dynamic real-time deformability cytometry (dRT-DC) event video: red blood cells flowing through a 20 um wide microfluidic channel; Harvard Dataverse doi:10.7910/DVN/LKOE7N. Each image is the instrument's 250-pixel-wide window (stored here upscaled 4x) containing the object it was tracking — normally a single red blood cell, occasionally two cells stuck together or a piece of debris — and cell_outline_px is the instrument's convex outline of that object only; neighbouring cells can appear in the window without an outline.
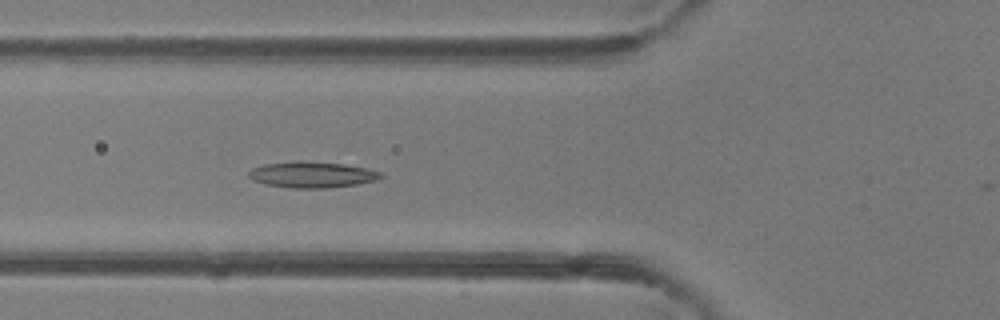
{"species": "common noctule bat (a hibernating species)", "species_latin": "Nyctalus noctula", "temperature_condition": "room temperature", "stored_images_in_passage": 35, "camera_frame_rate_fps": 3000, "um_per_image_px": 0.085, "animal": {"sex": "female"}, "frame": {"image": 1, "passage_image": 7, "time_ms": 2.0, "image_size_px": [1000, 320], "cell_outline_px": [[384, 176], [376, 180], [356, 184], [324, 188], [288, 188], [264, 184], [252, 180], [248, 176], [248, 172], [252, 168], [264, 164], [296, 160], [300, 160], [344, 164], [368, 168], [380, 172]], "centroid_in_image_um": [26.48, 14.84], "position_along_channel_um": 99.3, "area_um2": 20.23}}
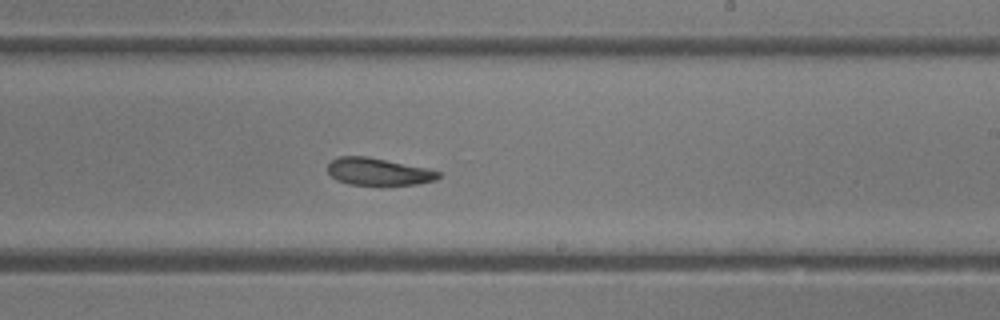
{"frame": {"image": 2, "passage_image": 18, "time_ms": 5.667, "image_size_px": [1000, 320], "cell_outline_px": [[440, 176], [436, 180], [416, 184], [380, 188], [348, 184], [336, 180], [328, 172], [328, 164], [332, 160], [340, 156], [368, 156], [428, 168], [440, 172]], "centroid_in_image_um": [32.17, 14.64], "position_along_channel_um": 256.8, "area_um2": 18.44}}
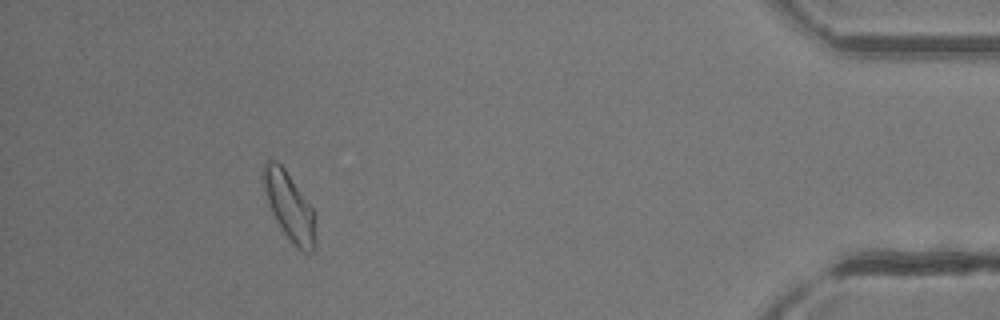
{"frame": {"image": 3, "passage_image": 33, "time_ms": 10.667, "image_size_px": [1000, 320], "cell_outline_px": [[316, 248], [312, 252], [304, 252], [284, 232], [276, 220], [268, 204], [260, 172], [264, 160], [276, 160], [284, 168], [312, 208], [316, 236]], "centroid_in_image_um": [24.56, 17.48], "position_along_channel_um": 410.6, "area_um2": 20.35}, "authors_computed_cell_mechanics": {"area_um2": 19.074, "velocity_mm_per_s": 4.2984, "shape_relaxation_time_tau1_ms": 3.9472, "shape_relaxation_time_tau2_ms": 4.4196, "deformation_change_tau1": 0.1161, "deformation_change_tau2": 0.1163}}